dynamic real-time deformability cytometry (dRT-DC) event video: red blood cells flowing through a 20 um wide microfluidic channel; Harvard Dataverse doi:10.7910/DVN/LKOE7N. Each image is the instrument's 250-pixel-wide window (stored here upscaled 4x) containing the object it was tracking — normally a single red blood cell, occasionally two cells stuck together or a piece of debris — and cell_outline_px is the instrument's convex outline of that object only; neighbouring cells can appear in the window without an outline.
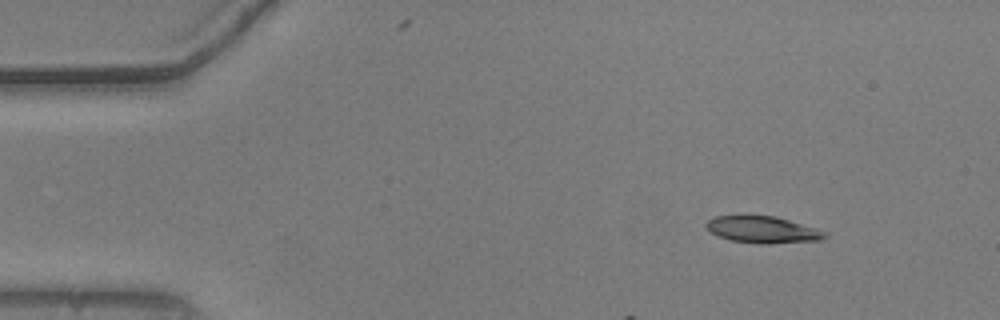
{"species": "common noctule bat (a hibernating species)", "species_latin": "Nyctalus noctula", "temperature_condition": "warm", "stored_images_in_passage": 9, "camera_frame_rate_fps": 3000, "um_per_image_px": 0.085, "animal": {"sex": "male", "body_mass_g": 20.5, "forearm_length_mm": 52.5}, "frame": {"image": 1, "passage_image": 1, "time_ms": 0.0, "image_size_px": [1000, 320], "cell_outline_px": [[828, 236], [820, 240], [768, 244], [760, 244], [732, 240], [720, 236], [712, 232], [704, 224], [708, 220], [716, 216], [776, 216], [816, 228], [824, 232]], "centroid_in_image_um": [64.85, 19.52], "position_along_channel_um": 20.1, "area_um2": 18.21}}